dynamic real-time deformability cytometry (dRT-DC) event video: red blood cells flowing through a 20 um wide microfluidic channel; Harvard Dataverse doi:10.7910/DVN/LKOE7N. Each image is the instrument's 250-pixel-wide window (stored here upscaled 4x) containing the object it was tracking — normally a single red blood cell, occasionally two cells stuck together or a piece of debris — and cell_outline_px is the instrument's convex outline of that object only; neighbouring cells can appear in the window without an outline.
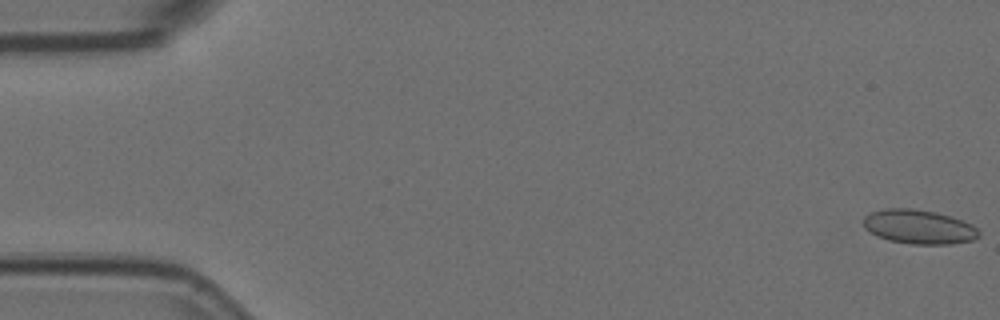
{"species": "Egyptian fruit bat (a non-hibernating species)", "species_latin": "Rousettus aegyptiacus", "temperature_condition": "room temperature", "stored_images_in_passage": 4, "camera_frame_rate_fps": 3000, "um_per_image_px": 0.085, "animal": {"sex": "female"}, "frame": {"image": 1, "passage_image": 1, "time_ms": 0.0, "image_size_px": [1000, 320], "cell_outline_px": [[980, 236], [972, 240], [948, 244], [912, 244], [888, 240], [876, 236], [864, 228], [864, 216], [872, 212], [884, 208], [912, 208], [936, 212], [972, 224], [980, 232]], "centroid_in_image_um": [78.08, 19.28], "position_along_channel_um": 6.9, "area_um2": 22.95}}